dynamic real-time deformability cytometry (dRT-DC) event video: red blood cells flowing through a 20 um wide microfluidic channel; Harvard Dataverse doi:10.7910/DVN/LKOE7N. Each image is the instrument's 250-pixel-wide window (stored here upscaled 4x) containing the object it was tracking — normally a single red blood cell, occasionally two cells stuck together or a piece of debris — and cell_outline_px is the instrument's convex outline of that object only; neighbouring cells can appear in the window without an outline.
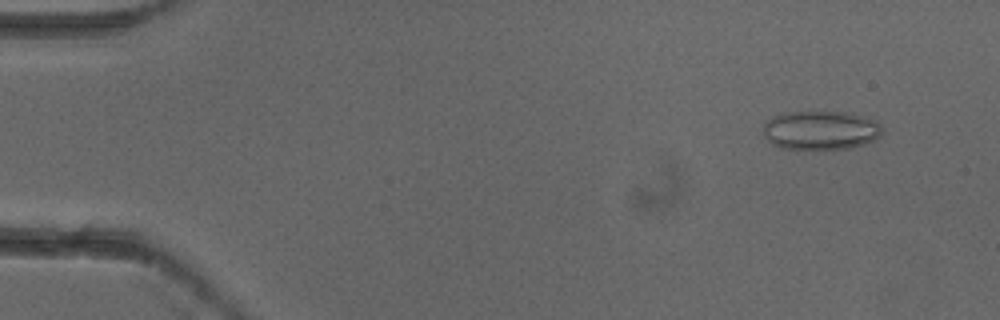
{"species": "common noctule bat (a hibernating species)", "species_latin": "Nyctalus noctula", "temperature_condition": "cold", "stored_images_in_passage": 4, "camera_frame_rate_fps": 3000, "um_per_image_px": 0.085, "animal": {"sex": "female"}, "frame": {"image": 1, "passage_image": 1, "time_ms": 0.0, "image_size_px": [1000, 320], "cell_outline_px": [[880, 136], [864, 144], [848, 148], [780, 148], [772, 144], [764, 136], [764, 124], [772, 116], [780, 112], [848, 112], [876, 120], [880, 124]], "centroid_in_image_um": [69.72, 11.05], "position_along_channel_um": 15.3, "area_um2": 26.76}}